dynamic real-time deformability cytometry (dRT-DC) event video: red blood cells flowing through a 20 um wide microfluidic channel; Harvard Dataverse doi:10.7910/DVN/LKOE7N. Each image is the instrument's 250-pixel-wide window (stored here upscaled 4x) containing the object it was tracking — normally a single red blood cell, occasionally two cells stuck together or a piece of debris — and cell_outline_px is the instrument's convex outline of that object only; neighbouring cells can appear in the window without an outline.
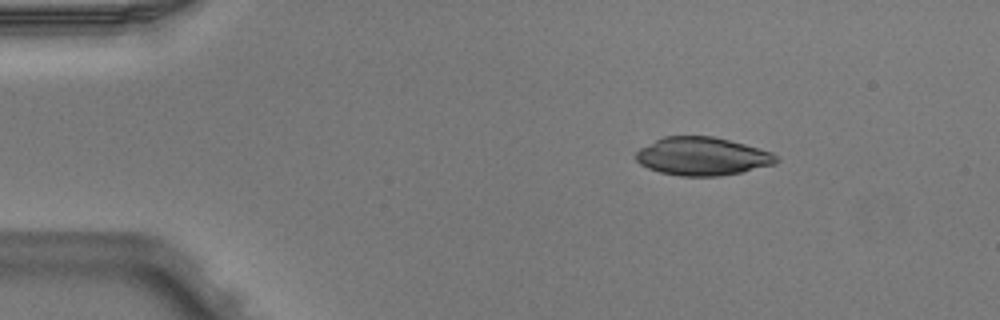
{"species": "Egyptian fruit bat (a non-hibernating species)", "species_latin": "Rousettus aegyptiacus", "temperature_condition": "warm", "stored_images_in_passage": 4, "camera_frame_rate_fps": 3000, "um_per_image_px": 0.085, "animal": {"sex": "male"}, "frame": {"image": 1, "passage_image": 1, "time_ms": 0.0, "image_size_px": [1000, 320], "cell_outline_px": [[780, 160], [776, 164], [740, 172], [720, 176], [680, 176], [660, 172], [648, 168], [640, 164], [636, 160], [636, 152], [640, 148], [664, 136], [712, 136], [760, 148], [772, 152], [780, 156]], "centroid_in_image_um": [59.73, 13.29], "position_along_channel_um": 25.3, "area_um2": 31.27}}